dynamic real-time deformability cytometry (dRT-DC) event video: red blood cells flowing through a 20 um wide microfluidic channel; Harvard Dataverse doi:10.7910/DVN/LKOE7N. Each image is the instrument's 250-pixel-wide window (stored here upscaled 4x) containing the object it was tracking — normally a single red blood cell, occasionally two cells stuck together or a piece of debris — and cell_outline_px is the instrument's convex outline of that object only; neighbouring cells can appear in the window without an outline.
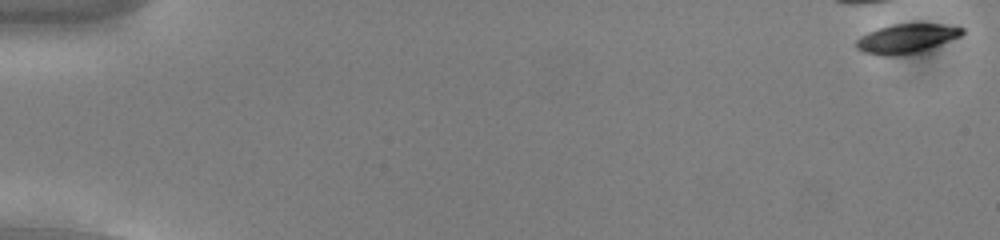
{"species": "common noctule bat (a hibernating species)", "species_latin": "Nyctalus noctula", "temperature_condition": "cold", "stored_images_in_passage": 8, "camera_frame_rate_fps": 3000, "um_per_image_px": 0.085, "animal": {"sex": "male", "body_mass_g": 13.0, "forearm_length_mm": 53.1}, "frame": {"image": 1, "passage_image": 1, "time_ms": 0.0, "image_size_px": [1000, 240], "cell_outline_px": [[964, 32], [960, 36], [920, 52], [892, 56], [880, 56], [864, 52], [856, 48], [856, 40], [860, 36], [868, 32], [880, 28], [896, 24], [940, 24], [964, 28]], "centroid_in_image_um": [77.02, 3.29], "position_along_channel_um": 8.0, "area_um2": 17.8}}